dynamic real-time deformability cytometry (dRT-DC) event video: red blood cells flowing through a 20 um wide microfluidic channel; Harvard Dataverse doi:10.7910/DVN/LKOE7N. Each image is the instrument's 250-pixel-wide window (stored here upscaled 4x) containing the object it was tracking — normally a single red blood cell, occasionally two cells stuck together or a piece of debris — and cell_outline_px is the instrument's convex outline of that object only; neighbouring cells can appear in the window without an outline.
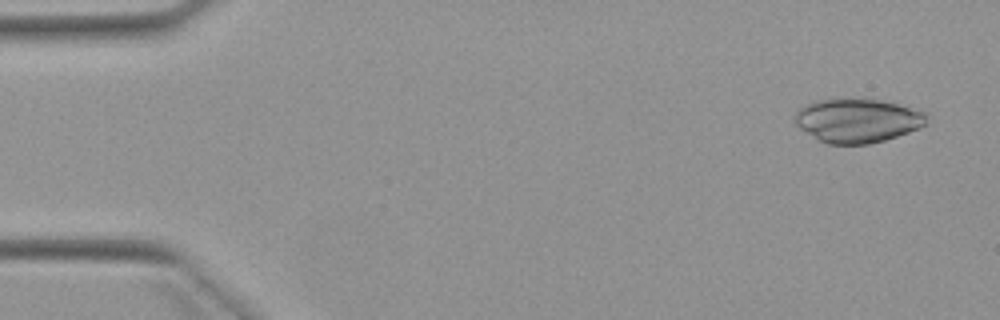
{"species": "Egyptian fruit bat (a non-hibernating species)", "species_latin": "Rousettus aegyptiacus", "temperature_condition": "warm", "stored_images_in_passage": 5, "camera_frame_rate_fps": 3000, "um_per_image_px": 0.085, "animal": {"sex": "female"}, "frame": {"image": 1, "passage_image": 1, "time_ms": 0.0, "image_size_px": [1000, 320], "cell_outline_px": [[928, 124], [920, 128], [884, 140], [868, 144], [828, 144], [820, 140], [800, 128], [796, 124], [796, 112], [804, 104], [816, 100], [880, 100], [928, 112]], "centroid_in_image_um": [72.93, 10.26], "position_along_channel_um": 12.1, "area_um2": 33.29}}